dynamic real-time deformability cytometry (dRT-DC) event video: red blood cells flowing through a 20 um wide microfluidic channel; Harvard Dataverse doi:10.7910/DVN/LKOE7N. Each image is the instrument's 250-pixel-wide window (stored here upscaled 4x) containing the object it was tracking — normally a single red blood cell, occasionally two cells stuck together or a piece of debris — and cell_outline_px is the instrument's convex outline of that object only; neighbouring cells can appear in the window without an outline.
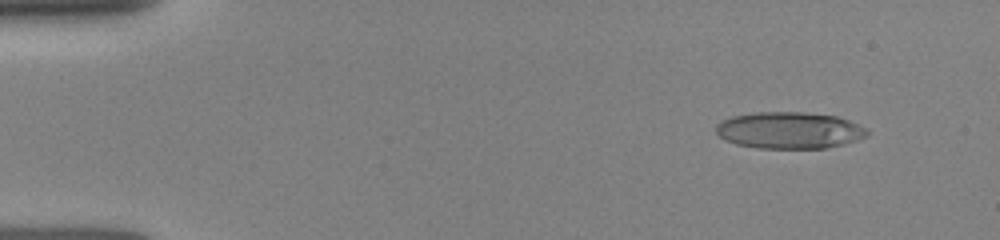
{"species": "human", "species_latin": "Homo sapiens", "temperature_condition": "room temperature", "stored_images_in_passage": 6, "camera_frame_rate_fps": 3000, "um_per_image_px": 0.085, "donor": {"sex": "female"}, "frame": {"image": 1, "passage_image": 2, "time_ms": 1.333, "image_size_px": [1000, 240], "cell_outline_px": [[868, 136], [844, 144], [828, 148], [760, 148], [736, 144], [724, 140], [716, 132], [716, 124], [732, 116], [756, 112], [804, 112], [836, 116], [848, 120], [868, 128]], "centroid_in_image_um": [67.11, 11.08], "position_along_channel_um": 17.9, "area_um2": 32.37}}
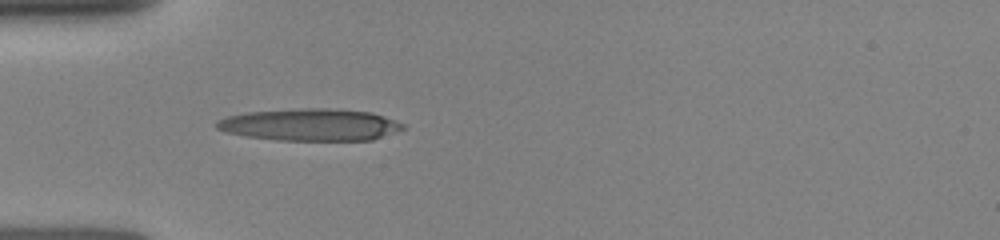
{"frame": {"image": 2, "passage_image": 5, "time_ms": 4.667, "image_size_px": [1000, 240], "cell_outline_px": [[404, 128], [396, 132], [372, 140], [276, 140], [244, 136], [228, 132], [216, 128], [216, 120], [224, 116], [248, 112], [300, 108], [328, 108], [372, 112], [396, 120], [404, 124]], "centroid_in_image_um": [26.36, 10.6], "position_along_channel_um": 58.6, "area_um2": 34.97}}
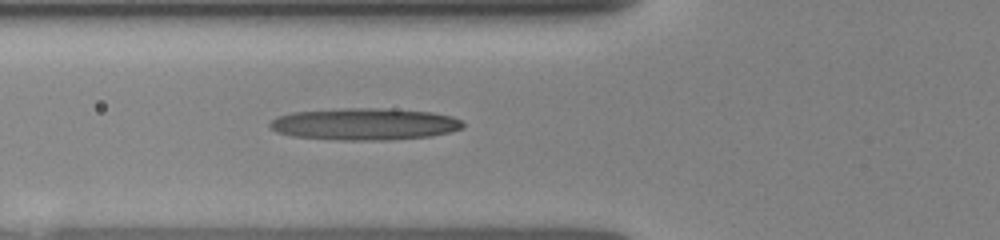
{"frame": {"image": 3, "passage_image": 6, "time_ms": 5.667, "image_size_px": [1000, 240], "cell_outline_px": [[464, 124], [460, 128], [448, 132], [428, 136], [388, 140], [344, 140], [292, 136], [276, 132], [268, 124], [276, 116], [292, 112], [348, 108], [392, 108], [432, 112], [452, 116], [460, 120]], "centroid_in_image_um": [30.96, 10.53], "position_along_channel_um": 94.8, "area_um2": 35.84}}